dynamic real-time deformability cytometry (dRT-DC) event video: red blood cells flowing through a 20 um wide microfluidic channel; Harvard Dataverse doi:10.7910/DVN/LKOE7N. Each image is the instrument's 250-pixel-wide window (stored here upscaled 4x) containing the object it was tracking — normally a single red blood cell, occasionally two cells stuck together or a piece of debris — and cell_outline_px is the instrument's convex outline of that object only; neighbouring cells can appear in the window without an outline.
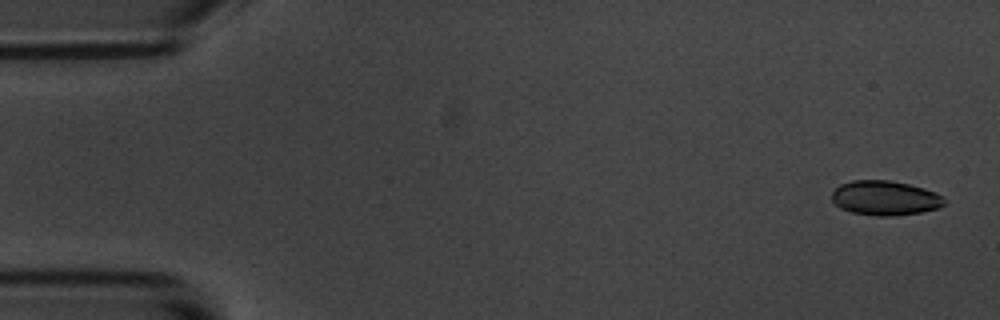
{"species": "common noctule bat (a hibernating species)", "species_latin": "Nyctalus noctula", "temperature_condition": "room temperature", "stored_images_in_passage": 56, "camera_frame_rate_fps": 3000, "um_per_image_px": 0.085, "animal": {"sex": "male", "body_mass_g": 20.1, "forearm_length_mm": 53.5}, "frame": {"image": 1, "passage_image": 2, "time_ms": 0.333, "image_size_px": [1000, 320], "cell_outline_px": [[944, 204], [936, 208], [920, 212], [892, 216], [876, 216], [852, 212], [840, 208], [832, 200], [832, 192], [840, 184], [852, 180], [888, 180], [908, 184], [924, 188], [936, 192], [944, 200]], "centroid_in_image_um": [75.19, 16.82], "position_along_channel_um": 9.8, "area_um2": 22.48}}
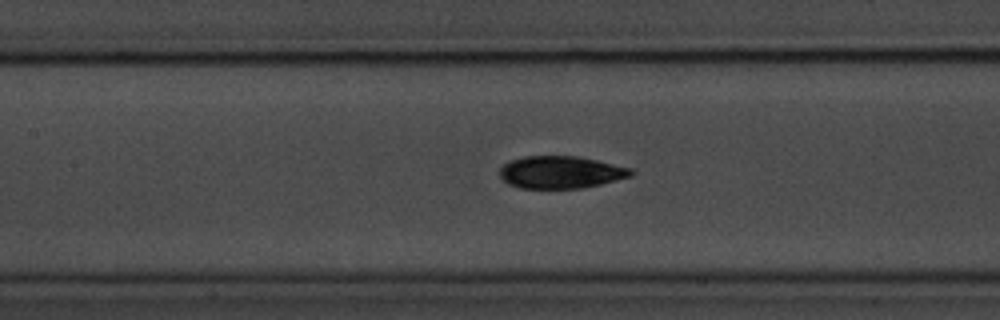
{"frame": {"image": 2, "passage_image": 25, "time_ms": 8.0, "image_size_px": [1000, 320], "cell_outline_px": [[636, 172], [632, 176], [584, 188], [520, 188], [508, 184], [500, 176], [500, 168], [504, 164], [512, 160], [524, 156], [576, 156], [596, 160], [632, 168]], "centroid_in_image_um": [47.69, 14.64], "position_along_channel_um": 159.7, "area_um2": 24.74}}
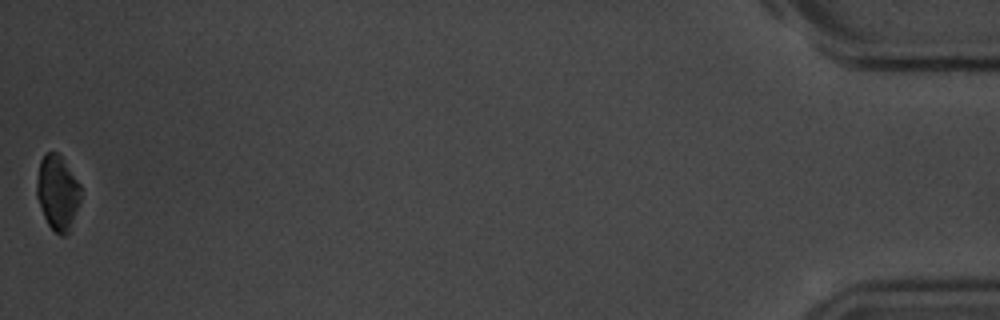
{"frame": {"image": 3, "passage_image": 56, "time_ms": 18.333, "image_size_px": [1000, 320], "cell_outline_px": [[80, 204], [68, 232], [64, 236], [60, 236], [48, 224], [44, 216], [36, 196], [36, 180], [40, 160], [48, 152], [56, 152], [60, 156], [80, 184]], "centroid_in_image_um": [4.88, 16.39], "position_along_channel_um": 430.3, "area_um2": 18.96}, "authors_computed_cell_mechanics": {"area_um2": 23.4379, "velocity_mm_per_s": 3.5571, "shape_relaxation_time_tau1_ms": 4.5207, "shape_relaxation_time_tau2_ms": 3.3598, "deformation_change_tau1": 0.1564, "deformation_change_tau2": 0.0653}}